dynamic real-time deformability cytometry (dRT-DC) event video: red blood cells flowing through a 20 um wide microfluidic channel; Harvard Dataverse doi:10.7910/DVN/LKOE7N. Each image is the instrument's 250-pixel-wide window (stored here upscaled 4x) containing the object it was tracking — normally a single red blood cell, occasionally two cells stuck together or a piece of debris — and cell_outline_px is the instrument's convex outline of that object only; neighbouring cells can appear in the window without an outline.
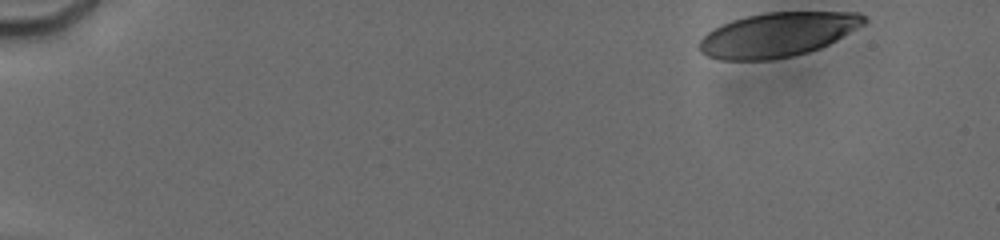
{"species": "human", "species_latin": "Homo sapiens", "temperature_condition": "cold", "stored_images_in_passage": 10, "camera_frame_rate_fps": 3000, "um_per_image_px": 0.085, "donor": {"sex": "male"}, "frame": {"image": 1, "passage_image": 1, "time_ms": 0.0, "image_size_px": [1000, 240], "cell_outline_px": [[868, 20], [864, 24], [836, 40], [820, 48], [808, 52], [792, 56], [768, 60], [720, 60], [708, 56], [700, 52], [700, 40], [708, 32], [732, 20], [764, 12], [860, 12]], "centroid_in_image_um": [66.11, 2.94], "position_along_channel_um": 18.9, "area_um2": 42.25}}